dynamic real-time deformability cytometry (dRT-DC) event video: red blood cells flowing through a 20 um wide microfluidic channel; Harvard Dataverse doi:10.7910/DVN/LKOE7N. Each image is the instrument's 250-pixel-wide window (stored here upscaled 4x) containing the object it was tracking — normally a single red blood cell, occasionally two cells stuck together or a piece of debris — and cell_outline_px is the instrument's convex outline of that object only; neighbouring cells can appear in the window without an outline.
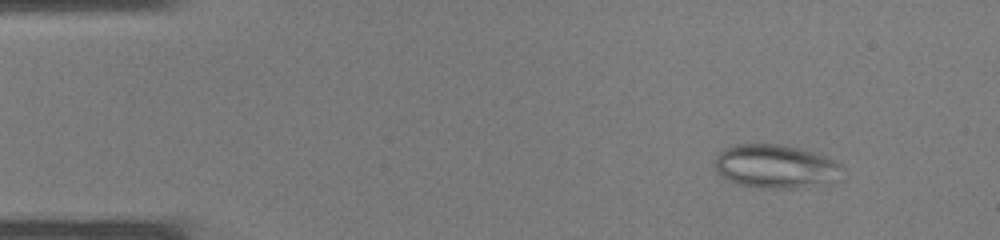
{"species": "common noctule bat (a hibernating species)", "species_latin": "Nyctalus noctula", "temperature_condition": "warm", "stored_images_in_passage": 37, "camera_frame_rate_fps": 3000, "um_per_image_px": 0.085, "animal": {"sex": "male", "body_mass_g": 19.0, "forearm_length_mm": 50.8}, "frame": {"image": 1, "passage_image": 4, "time_ms": 1.0, "image_size_px": [1000, 240], "cell_outline_px": [[840, 164], [832, 184], [788, 188], [764, 188], [740, 184], [728, 180], [716, 172], [712, 164], [712, 160], [724, 148], [736, 144], [776, 144], [796, 148], [812, 152], [824, 156]], "centroid_in_image_um": [65.81, 14.14], "position_along_channel_um": 19.2, "area_um2": 32.02}}
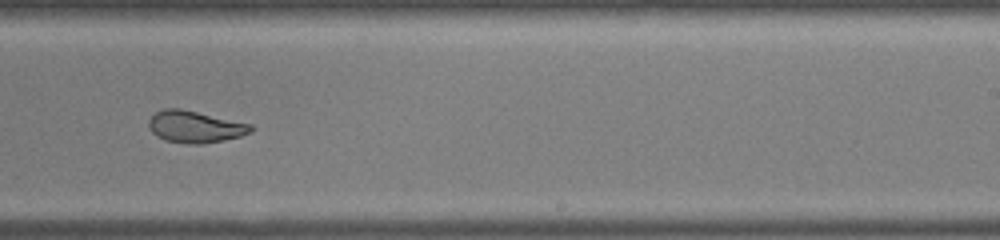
{"frame": {"image": 2, "passage_image": 23, "time_ms": 7.333, "image_size_px": [1000, 240], "cell_outline_px": [[256, 128], [252, 132], [240, 136], [224, 140], [204, 144], [188, 144], [164, 140], [156, 136], [152, 132], [148, 124], [148, 120], [156, 112], [164, 108], [180, 108], [252, 124]], "centroid_in_image_um": [16.6, 10.78], "position_along_channel_um": 272.4, "area_um2": 19.13}}
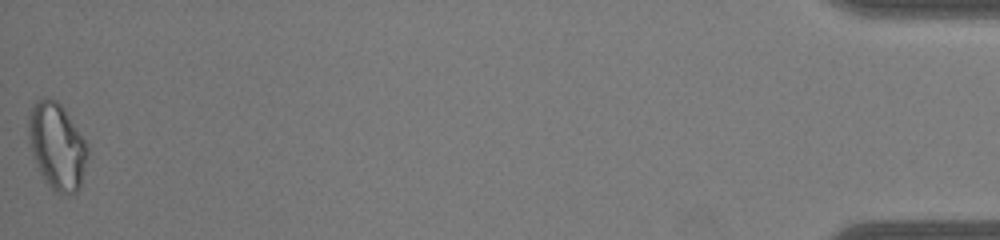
{"frame": {"image": 3, "passage_image": 37, "time_ms": 12.0, "image_size_px": [1000, 240], "cell_outline_px": [[88, 156], [80, 184], [76, 196], [72, 196], [56, 192], [44, 180], [40, 172], [28, 136], [28, 116], [36, 100], [40, 96], [48, 96], [56, 100], [60, 104], [88, 144]], "centroid_in_image_um": [4.86, 12.41], "position_along_channel_um": 430.3, "area_um2": 29.65}}